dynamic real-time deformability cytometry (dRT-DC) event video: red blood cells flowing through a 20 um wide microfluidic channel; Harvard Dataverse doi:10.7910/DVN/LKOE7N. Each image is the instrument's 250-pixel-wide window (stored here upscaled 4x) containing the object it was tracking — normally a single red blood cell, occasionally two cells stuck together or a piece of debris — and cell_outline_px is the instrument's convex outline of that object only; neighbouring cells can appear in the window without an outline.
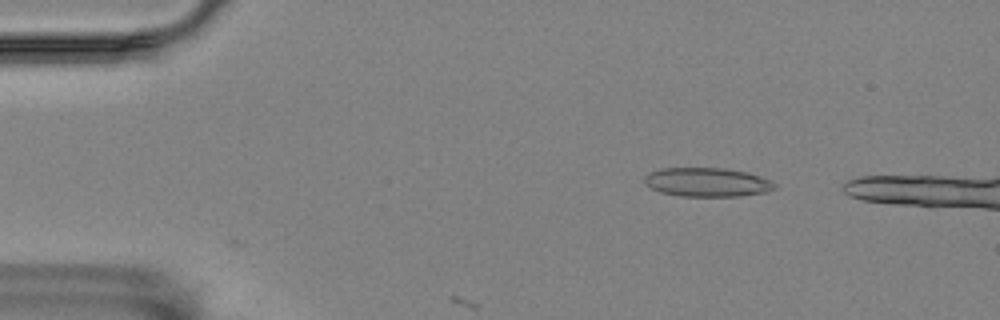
{"species": "Egyptian fruit bat (a non-hibernating species)", "species_latin": "Rousettus aegyptiacus", "temperature_condition": "room temperature", "stored_images_in_passage": 2, "camera_frame_rate_fps": 3000, "um_per_image_px": 0.085, "animal": {"sex": "female"}, "frame": {"image": 1, "passage_image": 2, "time_ms": 0.333, "image_size_px": [1000, 320], "cell_outline_px": [[776, 188], [764, 192], [740, 196], [680, 196], [660, 192], [644, 184], [644, 176], [648, 172], [660, 168], [724, 168], [748, 172], [772, 180], [776, 184]], "centroid_in_image_um": [60.09, 15.48], "position_along_channel_um": 24.9, "area_um2": 22.14}}